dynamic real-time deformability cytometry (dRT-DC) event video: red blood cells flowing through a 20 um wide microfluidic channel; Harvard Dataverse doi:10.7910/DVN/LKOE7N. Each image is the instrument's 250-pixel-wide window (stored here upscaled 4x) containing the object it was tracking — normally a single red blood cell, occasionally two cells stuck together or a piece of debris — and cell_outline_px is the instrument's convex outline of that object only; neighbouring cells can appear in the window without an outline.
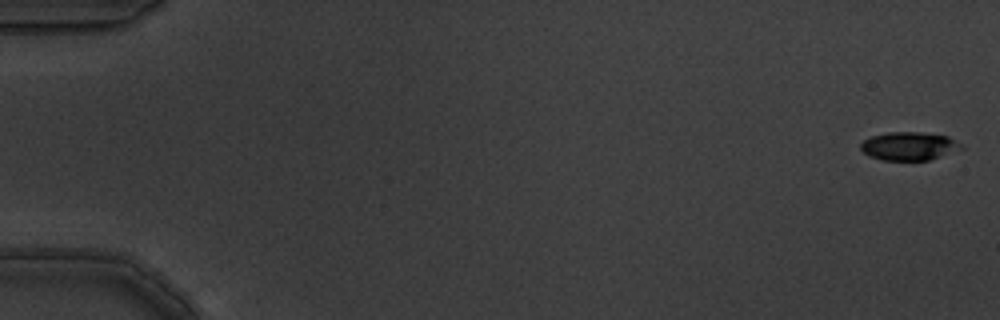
{"species": "common noctule bat (a hibernating species)", "species_latin": "Nyctalus noctula", "temperature_condition": "warm", "stored_images_in_passage": 7, "camera_frame_rate_fps": 3000, "um_per_image_px": 0.085, "animal": {"sex": "male", "body_mass_g": 19.5, "forearm_length_mm": 54.6}, "frame": {"image": 1, "passage_image": 1, "time_ms": 0.0, "image_size_px": [1000, 320], "cell_outline_px": [[964, 148], [928, 160], [884, 160], [868, 156], [860, 148], [860, 144], [864, 140], [872, 136], [888, 132], [920, 132], [948, 136], [960, 144]], "centroid_in_image_um": [77.24, 12.41], "position_along_channel_um": 7.8, "area_um2": 16.42}}
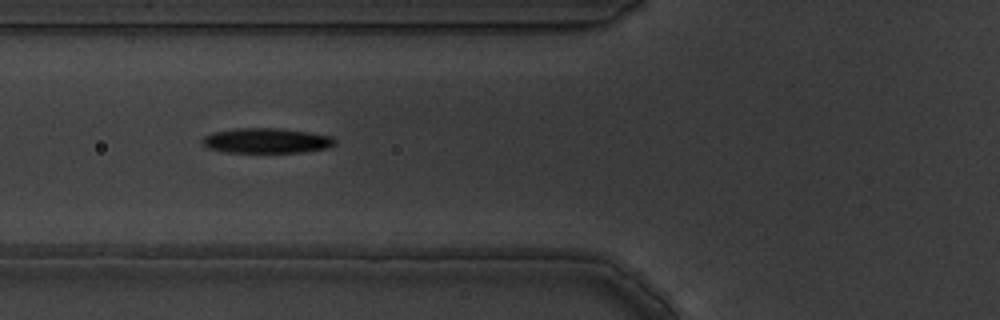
{"frame": {"image": 2, "passage_image": 6, "time_ms": 1.667, "image_size_px": [1000, 320], "cell_outline_px": [[336, 144], [328, 148], [300, 152], [224, 152], [208, 148], [200, 140], [204, 136], [212, 132], [236, 128], [280, 128], [308, 132], [332, 136], [336, 140]], "centroid_in_image_um": [22.65, 11.95], "position_along_channel_um": 103.2, "area_um2": 19.42}}
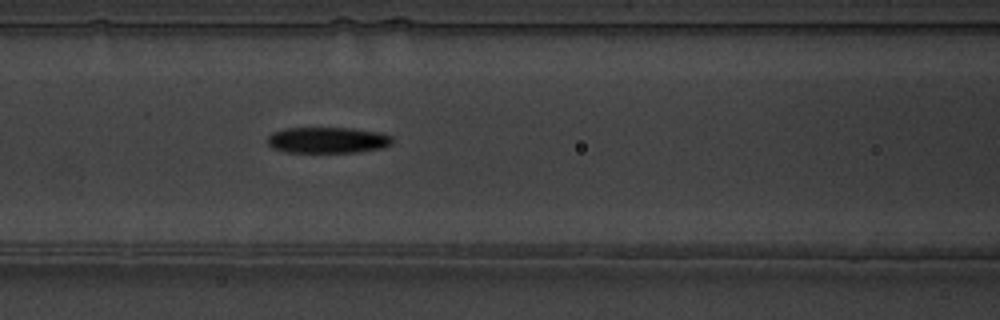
{"frame": {"image": 3, "passage_image": 7, "time_ms": 2.0, "image_size_px": [1000, 320], "cell_outline_px": [[396, 140], [392, 144], [384, 148], [356, 152], [284, 152], [272, 148], [268, 144], [268, 136], [272, 132], [284, 128], [352, 128], [380, 132], [392, 136]], "centroid_in_image_um": [27.89, 11.91], "position_along_channel_um": 138.7, "area_um2": 19.25}}